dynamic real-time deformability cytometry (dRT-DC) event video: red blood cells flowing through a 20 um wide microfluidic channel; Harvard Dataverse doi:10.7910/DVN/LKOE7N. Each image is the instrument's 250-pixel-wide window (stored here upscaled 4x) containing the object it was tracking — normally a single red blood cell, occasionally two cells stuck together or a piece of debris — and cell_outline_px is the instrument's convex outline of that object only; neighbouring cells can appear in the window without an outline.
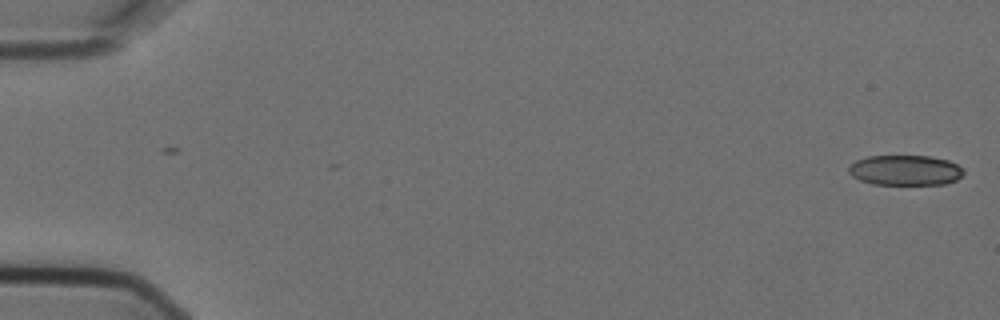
{"species": "Egyptian fruit bat (a non-hibernating species)", "species_latin": "Rousettus aegyptiacus", "temperature_condition": "cold", "stored_images_in_passage": 5, "camera_frame_rate_fps": 3000, "um_per_image_px": 0.085, "animal": {"sex": "female"}, "frame": {"image": 1, "passage_image": 1, "time_ms": 0.0, "image_size_px": [1000, 320], "cell_outline_px": [[964, 172], [956, 180], [948, 184], [872, 184], [860, 180], [852, 176], [848, 172], [848, 168], [856, 160], [868, 156], [928, 156], [948, 160], [964, 168]], "centroid_in_image_um": [76.95, 14.47], "position_along_channel_um": 8.0, "area_um2": 20.23}}